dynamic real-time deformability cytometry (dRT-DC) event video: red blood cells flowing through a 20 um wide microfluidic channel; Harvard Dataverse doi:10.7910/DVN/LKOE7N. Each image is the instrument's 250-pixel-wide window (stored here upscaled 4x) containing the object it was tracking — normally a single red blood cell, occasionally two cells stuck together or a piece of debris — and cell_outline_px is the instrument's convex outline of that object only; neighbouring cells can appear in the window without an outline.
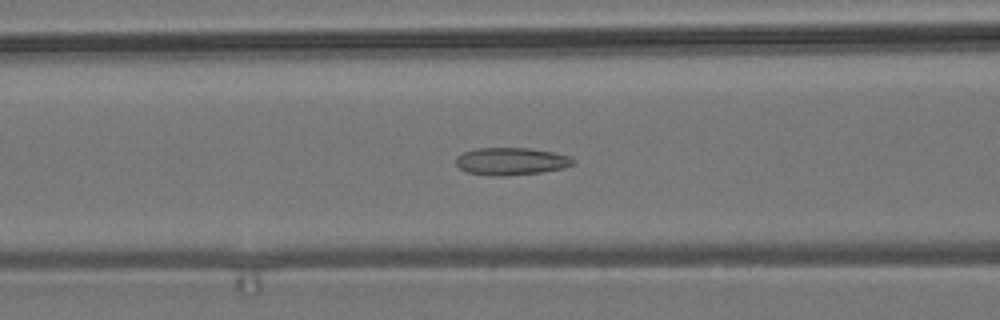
{"species": "common noctule bat (a hibernating species)", "species_latin": "Nyctalus noctula", "temperature_condition": "room temperature", "stored_images_in_passage": 34, "camera_frame_rate_fps": 3000, "um_per_image_px": 0.085, "animal": {"sex": "male", "body_mass_g": 19.2, "forearm_length_mm": 51.8}, "frame": {"image": 1, "passage_image": 22, "time_ms": 7.0, "image_size_px": [1000, 320], "cell_outline_px": [[576, 160], [572, 164], [564, 168], [540, 172], [504, 176], [492, 176], [468, 172], [460, 168], [456, 164], [456, 156], [464, 152], [476, 148], [528, 148], [552, 152], [572, 156]], "centroid_in_image_um": [43.45, 13.71], "position_along_channel_um": 123.1, "area_um2": 18.73}}
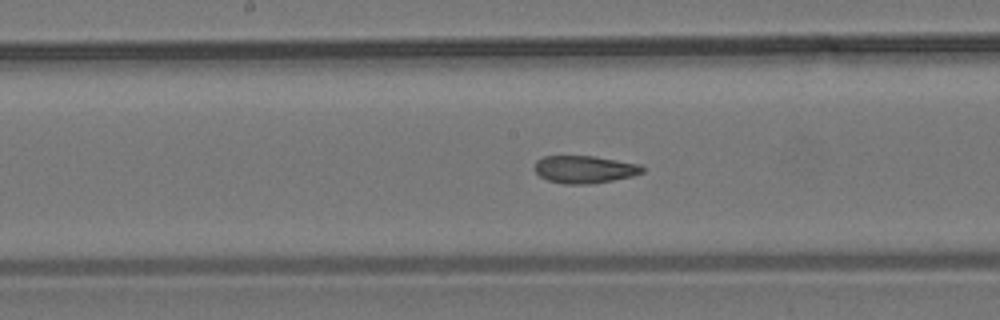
{"frame": {"image": 2, "passage_image": 28, "time_ms": 9.0, "image_size_px": [1000, 320], "cell_outline_px": [[644, 172], [632, 176], [612, 180], [588, 184], [564, 184], [548, 180], [540, 176], [532, 168], [536, 160], [544, 156], [596, 156], [640, 164], [644, 168]], "centroid_in_image_um": [49.66, 14.39], "position_along_channel_um": 198.5, "area_um2": 17.4}}
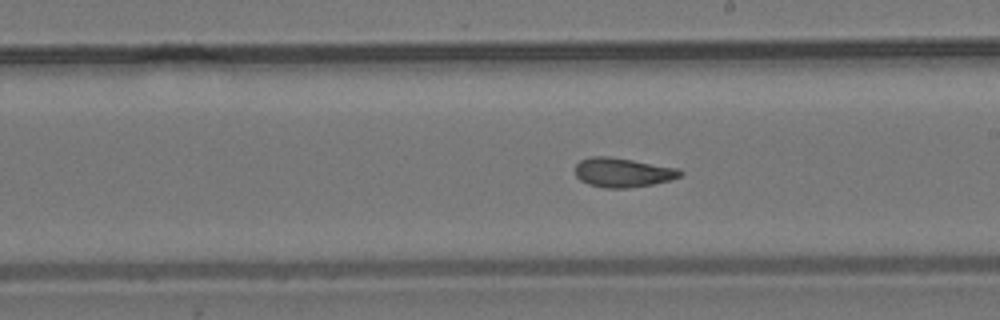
{"frame": {"image": 3, "passage_image": 31, "time_ms": 10.0, "image_size_px": [1000, 320], "cell_outline_px": [[684, 172], [680, 176], [668, 180], [652, 184], [628, 188], [604, 188], [588, 184], [580, 180], [576, 176], [576, 164], [580, 160], [592, 156], [608, 156], [680, 168]], "centroid_in_image_um": [52.93, 14.66], "position_along_channel_um": 236.1, "area_um2": 17.92}}